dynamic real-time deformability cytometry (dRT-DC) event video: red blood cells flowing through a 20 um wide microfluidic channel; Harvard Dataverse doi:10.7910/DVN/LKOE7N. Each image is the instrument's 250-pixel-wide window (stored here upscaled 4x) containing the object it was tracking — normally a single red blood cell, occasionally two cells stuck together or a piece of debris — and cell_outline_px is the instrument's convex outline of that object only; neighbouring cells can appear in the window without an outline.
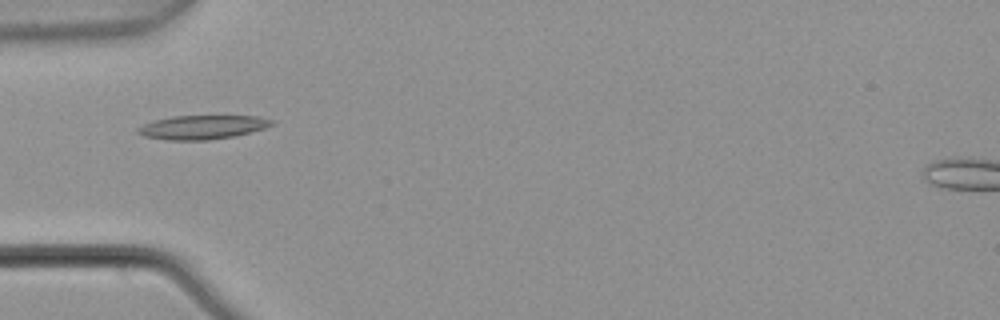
{"species": "common noctule bat (a hibernating species)", "species_latin": "Nyctalus noctula", "temperature_condition": "warm", "stored_images_in_passage": 1, "camera_frame_rate_fps": 3000, "um_per_image_px": 0.085, "animal": {"sex": "male", "body_mass_g": 21.5, "forearm_length_mm": 52.0}, "frame": {"image": 1, "passage_image": 1, "time_ms": 0.0, "image_size_px": [1000, 320], "cell_outline_px": [[276, 124], [264, 128], [236, 136], [208, 140], [168, 140], [144, 136], [136, 132], [136, 128], [144, 124], [156, 120], [172, 116], [260, 116], [272, 120]], "centroid_in_image_um": [17.22, 10.81], "position_along_channel_um": 67.8, "area_um2": 18.67}}